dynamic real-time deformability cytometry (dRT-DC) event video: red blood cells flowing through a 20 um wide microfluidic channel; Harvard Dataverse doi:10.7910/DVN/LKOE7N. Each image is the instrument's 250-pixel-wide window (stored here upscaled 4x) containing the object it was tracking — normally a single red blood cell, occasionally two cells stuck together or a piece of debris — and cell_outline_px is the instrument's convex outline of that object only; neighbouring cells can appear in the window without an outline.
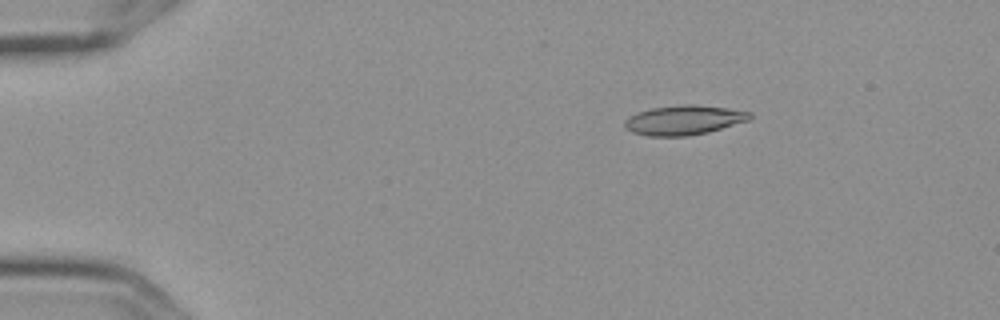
{"species": "Egyptian fruit bat (a non-hibernating species)", "species_latin": "Rousettus aegyptiacus", "temperature_condition": "cold", "stored_images_in_passage": 4, "camera_frame_rate_fps": 3000, "um_per_image_px": 0.085, "frame": {"image": 1, "passage_image": 2, "time_ms": 0.333, "image_size_px": [1000, 320], "cell_outline_px": [[752, 116], [748, 120], [708, 132], [688, 136], [648, 136], [632, 132], [624, 128], [624, 120], [636, 112], [652, 108], [680, 104], [692, 104], [728, 108], [752, 112]], "centroid_in_image_um": [58.1, 10.2], "position_along_channel_um": 26.9, "area_um2": 21.62}}